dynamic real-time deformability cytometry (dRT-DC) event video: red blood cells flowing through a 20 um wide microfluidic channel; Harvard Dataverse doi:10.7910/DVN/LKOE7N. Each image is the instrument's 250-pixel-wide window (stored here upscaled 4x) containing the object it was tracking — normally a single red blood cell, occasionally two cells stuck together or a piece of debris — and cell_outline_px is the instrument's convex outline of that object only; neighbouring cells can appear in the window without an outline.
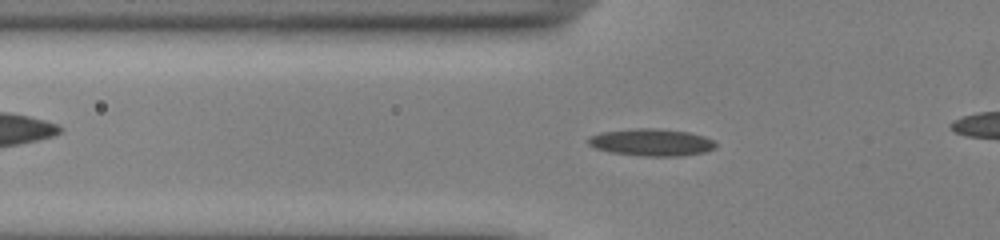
{"species": "common noctule bat (a hibernating species)", "species_latin": "Nyctalus noctula", "temperature_condition": "cold", "stored_images_in_passage": 45, "camera_frame_rate_fps": 3000, "um_per_image_px": 0.085, "animal": {"sex": "male", "body_mass_g": 13.0, "forearm_length_mm": 53.1}, "frame": {"image": 1, "passage_image": 16, "time_ms": 5.0, "image_size_px": [1000, 240], "cell_outline_px": [[716, 148], [704, 152], [684, 156], [644, 156], [612, 152], [596, 148], [588, 144], [588, 136], [600, 132], [636, 128], [656, 128], [688, 132], [704, 136], [716, 140]], "centroid_in_image_um": [55.41, 12.09], "position_along_channel_um": 70.4, "area_um2": 20.29}}
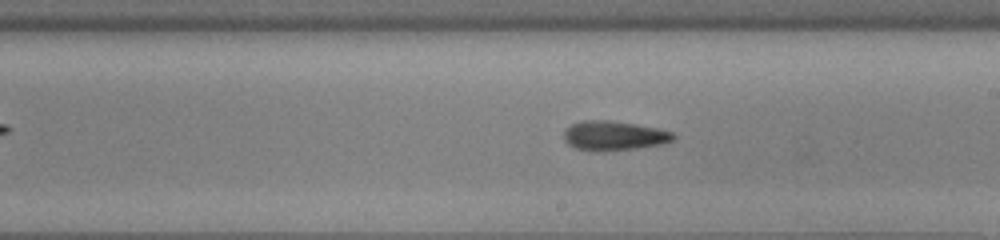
{"frame": {"image": 2, "passage_image": 29, "time_ms": 9.333, "image_size_px": [1000, 240], "cell_outline_px": [[676, 140], [660, 144], [636, 148], [604, 152], [596, 152], [576, 148], [568, 144], [564, 140], [564, 132], [572, 124], [580, 120], [608, 120], [636, 124], [656, 128], [672, 132], [676, 136]], "centroid_in_image_um": [52.18, 11.54], "position_along_channel_um": 236.8, "area_um2": 18.9}}
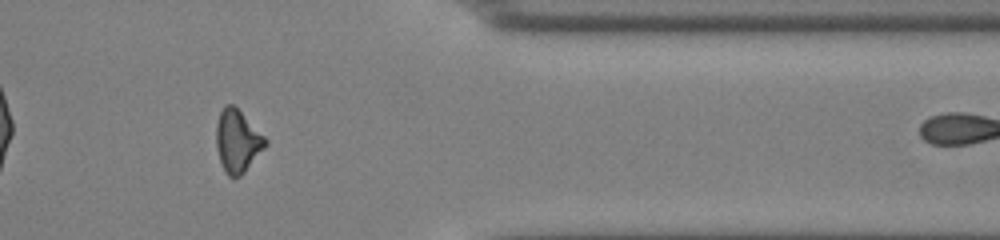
{"frame": {"image": 3, "passage_image": 42, "time_ms": 13.667, "image_size_px": [1000, 240], "cell_outline_px": [[268, 144], [244, 172], [240, 176], [228, 176], [224, 172], [216, 148], [216, 124], [220, 112], [224, 104], [232, 104], [268, 140]], "centroid_in_image_um": [20.16, 12.0], "position_along_channel_um": 391.2, "area_um2": 17.69}}